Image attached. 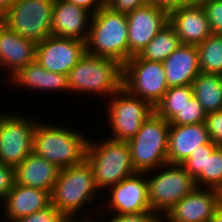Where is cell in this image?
<instances>
[{"instance_id": "6da1fadb", "label": "cell", "mask_w": 222, "mask_h": 222, "mask_svg": "<svg viewBox=\"0 0 222 222\" xmlns=\"http://www.w3.org/2000/svg\"><path fill=\"white\" fill-rule=\"evenodd\" d=\"M99 194V195H98ZM51 204L57 208L66 218H97L100 216L98 211L101 196L100 190L95 184V177L91 165L85 159L82 163L60 169L58 172L56 183L50 193ZM99 196V197H98ZM93 206L88 211V216L83 213L85 206L89 203ZM97 207V210H94ZM94 210L96 214H93ZM83 215H81L82 213ZM97 211V212H96ZM80 213V214H78ZM93 214V215H92ZM95 215V216H94Z\"/></svg>"}, {"instance_id": "7a4b0ae2", "label": "cell", "mask_w": 222, "mask_h": 222, "mask_svg": "<svg viewBox=\"0 0 222 222\" xmlns=\"http://www.w3.org/2000/svg\"><path fill=\"white\" fill-rule=\"evenodd\" d=\"M64 126L40 119L33 135V152L59 169L82 163L86 159L89 140V135L86 137V134L68 128L65 123Z\"/></svg>"}, {"instance_id": "3957f363", "label": "cell", "mask_w": 222, "mask_h": 222, "mask_svg": "<svg viewBox=\"0 0 222 222\" xmlns=\"http://www.w3.org/2000/svg\"><path fill=\"white\" fill-rule=\"evenodd\" d=\"M67 79L69 92H74L73 95H104L106 100L122 88L123 65L86 52L69 71Z\"/></svg>"}, {"instance_id": "277c9868", "label": "cell", "mask_w": 222, "mask_h": 222, "mask_svg": "<svg viewBox=\"0 0 222 222\" xmlns=\"http://www.w3.org/2000/svg\"><path fill=\"white\" fill-rule=\"evenodd\" d=\"M90 137L86 160L92 167L95 184L100 192H105L104 190L109 187L137 173L131 163V148L128 141L105 137L93 140V137Z\"/></svg>"}, {"instance_id": "5b68a950", "label": "cell", "mask_w": 222, "mask_h": 222, "mask_svg": "<svg viewBox=\"0 0 222 222\" xmlns=\"http://www.w3.org/2000/svg\"><path fill=\"white\" fill-rule=\"evenodd\" d=\"M86 52L110 58L124 65L128 61V25L126 14L103 6L92 16L85 42Z\"/></svg>"}, {"instance_id": "8992f818", "label": "cell", "mask_w": 222, "mask_h": 222, "mask_svg": "<svg viewBox=\"0 0 222 222\" xmlns=\"http://www.w3.org/2000/svg\"><path fill=\"white\" fill-rule=\"evenodd\" d=\"M145 173L150 209L160 217L197 188L195 179L181 164L166 163Z\"/></svg>"}, {"instance_id": "52a82bcc", "label": "cell", "mask_w": 222, "mask_h": 222, "mask_svg": "<svg viewBox=\"0 0 222 222\" xmlns=\"http://www.w3.org/2000/svg\"><path fill=\"white\" fill-rule=\"evenodd\" d=\"M169 129L170 123L154 112L128 141L131 163L136 172L145 173L168 163Z\"/></svg>"}, {"instance_id": "ba28073f", "label": "cell", "mask_w": 222, "mask_h": 222, "mask_svg": "<svg viewBox=\"0 0 222 222\" xmlns=\"http://www.w3.org/2000/svg\"><path fill=\"white\" fill-rule=\"evenodd\" d=\"M106 117L110 139L129 141L145 120L155 112L147 101L128 93L123 87L106 101ZM110 124V125H109Z\"/></svg>"}, {"instance_id": "9c48e42d", "label": "cell", "mask_w": 222, "mask_h": 222, "mask_svg": "<svg viewBox=\"0 0 222 222\" xmlns=\"http://www.w3.org/2000/svg\"><path fill=\"white\" fill-rule=\"evenodd\" d=\"M55 0H16L0 18L18 35L40 42L52 35V11Z\"/></svg>"}, {"instance_id": "30bf717a", "label": "cell", "mask_w": 222, "mask_h": 222, "mask_svg": "<svg viewBox=\"0 0 222 222\" xmlns=\"http://www.w3.org/2000/svg\"><path fill=\"white\" fill-rule=\"evenodd\" d=\"M122 87L155 108L168 90L162 62L132 56L123 65Z\"/></svg>"}, {"instance_id": "8fae6325", "label": "cell", "mask_w": 222, "mask_h": 222, "mask_svg": "<svg viewBox=\"0 0 222 222\" xmlns=\"http://www.w3.org/2000/svg\"><path fill=\"white\" fill-rule=\"evenodd\" d=\"M16 113V114H15ZM31 116V117H30ZM7 112L0 121V162L16 167L33 152L37 119L33 115Z\"/></svg>"}, {"instance_id": "7c38bea8", "label": "cell", "mask_w": 222, "mask_h": 222, "mask_svg": "<svg viewBox=\"0 0 222 222\" xmlns=\"http://www.w3.org/2000/svg\"><path fill=\"white\" fill-rule=\"evenodd\" d=\"M105 193L102 194L105 201L101 199L100 202L102 209L99 214H102V217L108 214L152 213L148 201L146 173L137 172L109 187Z\"/></svg>"}, {"instance_id": "4fadbf2b", "label": "cell", "mask_w": 222, "mask_h": 222, "mask_svg": "<svg viewBox=\"0 0 222 222\" xmlns=\"http://www.w3.org/2000/svg\"><path fill=\"white\" fill-rule=\"evenodd\" d=\"M85 53V42L50 35L37 42L35 61L50 72L68 74Z\"/></svg>"}, {"instance_id": "5bb4252c", "label": "cell", "mask_w": 222, "mask_h": 222, "mask_svg": "<svg viewBox=\"0 0 222 222\" xmlns=\"http://www.w3.org/2000/svg\"><path fill=\"white\" fill-rule=\"evenodd\" d=\"M128 25V60L139 55L157 33L169 23V12L151 4L126 14Z\"/></svg>"}, {"instance_id": "9a60e30c", "label": "cell", "mask_w": 222, "mask_h": 222, "mask_svg": "<svg viewBox=\"0 0 222 222\" xmlns=\"http://www.w3.org/2000/svg\"><path fill=\"white\" fill-rule=\"evenodd\" d=\"M217 208L214 189L197 187L162 217V222H209Z\"/></svg>"}, {"instance_id": "2e32d148", "label": "cell", "mask_w": 222, "mask_h": 222, "mask_svg": "<svg viewBox=\"0 0 222 222\" xmlns=\"http://www.w3.org/2000/svg\"><path fill=\"white\" fill-rule=\"evenodd\" d=\"M169 23L184 45L198 46L212 34L202 5L184 2L169 12Z\"/></svg>"}, {"instance_id": "e0dca14e", "label": "cell", "mask_w": 222, "mask_h": 222, "mask_svg": "<svg viewBox=\"0 0 222 222\" xmlns=\"http://www.w3.org/2000/svg\"><path fill=\"white\" fill-rule=\"evenodd\" d=\"M93 14L65 0H55L52 11V35L86 42Z\"/></svg>"}, {"instance_id": "ac0fdd59", "label": "cell", "mask_w": 222, "mask_h": 222, "mask_svg": "<svg viewBox=\"0 0 222 222\" xmlns=\"http://www.w3.org/2000/svg\"><path fill=\"white\" fill-rule=\"evenodd\" d=\"M36 42L10 30L0 21V69L9 78L19 69L35 61ZM7 69V70H6Z\"/></svg>"}, {"instance_id": "d6986e66", "label": "cell", "mask_w": 222, "mask_h": 222, "mask_svg": "<svg viewBox=\"0 0 222 222\" xmlns=\"http://www.w3.org/2000/svg\"><path fill=\"white\" fill-rule=\"evenodd\" d=\"M1 203V215L4 216L1 219L5 222H15L21 217L48 207L51 204V196L46 190L15 184Z\"/></svg>"}, {"instance_id": "ffe728a7", "label": "cell", "mask_w": 222, "mask_h": 222, "mask_svg": "<svg viewBox=\"0 0 222 222\" xmlns=\"http://www.w3.org/2000/svg\"><path fill=\"white\" fill-rule=\"evenodd\" d=\"M211 142L205 123L170 125L167 160L169 164H181L199 146Z\"/></svg>"}, {"instance_id": "44dd1931", "label": "cell", "mask_w": 222, "mask_h": 222, "mask_svg": "<svg viewBox=\"0 0 222 222\" xmlns=\"http://www.w3.org/2000/svg\"><path fill=\"white\" fill-rule=\"evenodd\" d=\"M7 81L11 83L10 85L14 84L17 88L20 87L19 89H30L31 92L35 90L37 94L39 91L40 93L45 91L46 94L69 92L67 74L50 72L36 61L19 69Z\"/></svg>"}, {"instance_id": "7402d4cb", "label": "cell", "mask_w": 222, "mask_h": 222, "mask_svg": "<svg viewBox=\"0 0 222 222\" xmlns=\"http://www.w3.org/2000/svg\"><path fill=\"white\" fill-rule=\"evenodd\" d=\"M162 64L168 88L192 85L201 73L199 52L195 45L182 44Z\"/></svg>"}, {"instance_id": "603a6c76", "label": "cell", "mask_w": 222, "mask_h": 222, "mask_svg": "<svg viewBox=\"0 0 222 222\" xmlns=\"http://www.w3.org/2000/svg\"><path fill=\"white\" fill-rule=\"evenodd\" d=\"M59 168L43 157L31 152L14 167L15 184L46 190L51 193Z\"/></svg>"}, {"instance_id": "cb8c5ba5", "label": "cell", "mask_w": 222, "mask_h": 222, "mask_svg": "<svg viewBox=\"0 0 222 222\" xmlns=\"http://www.w3.org/2000/svg\"><path fill=\"white\" fill-rule=\"evenodd\" d=\"M192 86L194 97L206 114L222 111V75L200 73Z\"/></svg>"}, {"instance_id": "d4e9b609", "label": "cell", "mask_w": 222, "mask_h": 222, "mask_svg": "<svg viewBox=\"0 0 222 222\" xmlns=\"http://www.w3.org/2000/svg\"><path fill=\"white\" fill-rule=\"evenodd\" d=\"M181 45L176 30L168 23L146 45L139 56L144 60L163 62Z\"/></svg>"}, {"instance_id": "484cf974", "label": "cell", "mask_w": 222, "mask_h": 222, "mask_svg": "<svg viewBox=\"0 0 222 222\" xmlns=\"http://www.w3.org/2000/svg\"><path fill=\"white\" fill-rule=\"evenodd\" d=\"M197 49L201 73L222 75V35L211 34Z\"/></svg>"}, {"instance_id": "4316f807", "label": "cell", "mask_w": 222, "mask_h": 222, "mask_svg": "<svg viewBox=\"0 0 222 222\" xmlns=\"http://www.w3.org/2000/svg\"><path fill=\"white\" fill-rule=\"evenodd\" d=\"M193 96L192 85L168 88L162 100L156 105L155 112L169 122Z\"/></svg>"}, {"instance_id": "83f0119b", "label": "cell", "mask_w": 222, "mask_h": 222, "mask_svg": "<svg viewBox=\"0 0 222 222\" xmlns=\"http://www.w3.org/2000/svg\"><path fill=\"white\" fill-rule=\"evenodd\" d=\"M195 182L197 187L206 189L222 186V146L212 141L207 144L206 171H202Z\"/></svg>"}, {"instance_id": "f1b7e54d", "label": "cell", "mask_w": 222, "mask_h": 222, "mask_svg": "<svg viewBox=\"0 0 222 222\" xmlns=\"http://www.w3.org/2000/svg\"><path fill=\"white\" fill-rule=\"evenodd\" d=\"M206 113L193 96L191 100L169 121L170 125H192L205 123Z\"/></svg>"}, {"instance_id": "f546056e", "label": "cell", "mask_w": 222, "mask_h": 222, "mask_svg": "<svg viewBox=\"0 0 222 222\" xmlns=\"http://www.w3.org/2000/svg\"><path fill=\"white\" fill-rule=\"evenodd\" d=\"M206 163L207 144L199 146V149L193 151L181 165L194 179H196L202 171H206Z\"/></svg>"}, {"instance_id": "4dcf8cb0", "label": "cell", "mask_w": 222, "mask_h": 222, "mask_svg": "<svg viewBox=\"0 0 222 222\" xmlns=\"http://www.w3.org/2000/svg\"><path fill=\"white\" fill-rule=\"evenodd\" d=\"M212 34L222 35V0H210L202 4Z\"/></svg>"}, {"instance_id": "1f68e13d", "label": "cell", "mask_w": 222, "mask_h": 222, "mask_svg": "<svg viewBox=\"0 0 222 222\" xmlns=\"http://www.w3.org/2000/svg\"><path fill=\"white\" fill-rule=\"evenodd\" d=\"M67 218L52 204L15 222H64Z\"/></svg>"}, {"instance_id": "d6a6232c", "label": "cell", "mask_w": 222, "mask_h": 222, "mask_svg": "<svg viewBox=\"0 0 222 222\" xmlns=\"http://www.w3.org/2000/svg\"><path fill=\"white\" fill-rule=\"evenodd\" d=\"M205 125L210 140L213 143L222 146V111L206 114Z\"/></svg>"}, {"instance_id": "836d02e7", "label": "cell", "mask_w": 222, "mask_h": 222, "mask_svg": "<svg viewBox=\"0 0 222 222\" xmlns=\"http://www.w3.org/2000/svg\"><path fill=\"white\" fill-rule=\"evenodd\" d=\"M108 216L110 217H105L107 222H162V217L154 213L109 214ZM102 219L98 222L105 221L103 217Z\"/></svg>"}, {"instance_id": "e575fe53", "label": "cell", "mask_w": 222, "mask_h": 222, "mask_svg": "<svg viewBox=\"0 0 222 222\" xmlns=\"http://www.w3.org/2000/svg\"><path fill=\"white\" fill-rule=\"evenodd\" d=\"M14 185V167L0 162V203Z\"/></svg>"}, {"instance_id": "d590c367", "label": "cell", "mask_w": 222, "mask_h": 222, "mask_svg": "<svg viewBox=\"0 0 222 222\" xmlns=\"http://www.w3.org/2000/svg\"><path fill=\"white\" fill-rule=\"evenodd\" d=\"M148 4V0H106V6L112 11L128 14L136 8Z\"/></svg>"}, {"instance_id": "8d00e7d4", "label": "cell", "mask_w": 222, "mask_h": 222, "mask_svg": "<svg viewBox=\"0 0 222 222\" xmlns=\"http://www.w3.org/2000/svg\"><path fill=\"white\" fill-rule=\"evenodd\" d=\"M69 3L75 4L92 14H95L99 9L106 5V0H65Z\"/></svg>"}, {"instance_id": "74e56055", "label": "cell", "mask_w": 222, "mask_h": 222, "mask_svg": "<svg viewBox=\"0 0 222 222\" xmlns=\"http://www.w3.org/2000/svg\"><path fill=\"white\" fill-rule=\"evenodd\" d=\"M184 0H148V4H151L155 7H160L170 12L173 9H176L179 5L183 4Z\"/></svg>"}, {"instance_id": "f35d334b", "label": "cell", "mask_w": 222, "mask_h": 222, "mask_svg": "<svg viewBox=\"0 0 222 222\" xmlns=\"http://www.w3.org/2000/svg\"><path fill=\"white\" fill-rule=\"evenodd\" d=\"M16 0H0V18L11 8Z\"/></svg>"}, {"instance_id": "ab89813d", "label": "cell", "mask_w": 222, "mask_h": 222, "mask_svg": "<svg viewBox=\"0 0 222 222\" xmlns=\"http://www.w3.org/2000/svg\"><path fill=\"white\" fill-rule=\"evenodd\" d=\"M97 218H67L64 222H98Z\"/></svg>"}, {"instance_id": "60d3db41", "label": "cell", "mask_w": 222, "mask_h": 222, "mask_svg": "<svg viewBox=\"0 0 222 222\" xmlns=\"http://www.w3.org/2000/svg\"><path fill=\"white\" fill-rule=\"evenodd\" d=\"M209 222H222V209L217 207Z\"/></svg>"}, {"instance_id": "b9f144b4", "label": "cell", "mask_w": 222, "mask_h": 222, "mask_svg": "<svg viewBox=\"0 0 222 222\" xmlns=\"http://www.w3.org/2000/svg\"><path fill=\"white\" fill-rule=\"evenodd\" d=\"M217 196V207L222 209V186H219L215 189Z\"/></svg>"}, {"instance_id": "7bdbcfd3", "label": "cell", "mask_w": 222, "mask_h": 222, "mask_svg": "<svg viewBox=\"0 0 222 222\" xmlns=\"http://www.w3.org/2000/svg\"><path fill=\"white\" fill-rule=\"evenodd\" d=\"M207 1H210V0H186L185 3L202 5L203 3L207 2Z\"/></svg>"}, {"instance_id": "ee69618b", "label": "cell", "mask_w": 222, "mask_h": 222, "mask_svg": "<svg viewBox=\"0 0 222 222\" xmlns=\"http://www.w3.org/2000/svg\"><path fill=\"white\" fill-rule=\"evenodd\" d=\"M2 112V113H1ZM0 112V121H1V118L6 114V110H3Z\"/></svg>"}]
</instances>
